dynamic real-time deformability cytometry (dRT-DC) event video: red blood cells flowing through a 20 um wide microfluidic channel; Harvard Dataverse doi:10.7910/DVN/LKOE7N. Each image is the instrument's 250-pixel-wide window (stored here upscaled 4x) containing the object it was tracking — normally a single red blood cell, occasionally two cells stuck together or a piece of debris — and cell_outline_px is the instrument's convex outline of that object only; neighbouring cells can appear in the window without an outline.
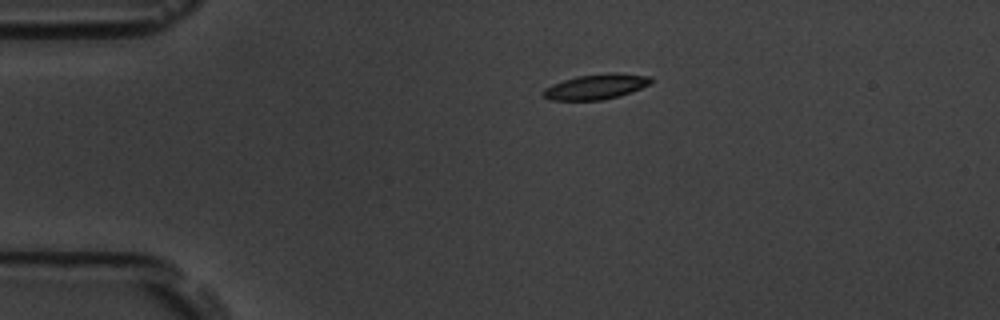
{"species": "common noctule bat (a hibernating species)", "species_latin": "Nyctalus noctula", "temperature_condition": "room temperature", "stored_images_in_passage": 46, "camera_frame_rate_fps": 3000, "um_per_image_px": 0.085, "animal": {"sex": "male", "body_mass_g": 19.5, "forearm_length_mm": 54.6}, "frame": {"image": 1, "passage_image": 1, "time_ms": 0.0, "image_size_px": [1000, 320], "cell_outline_px": [[652, 80], [648, 84], [640, 88], [620, 96], [600, 100], [552, 100], [540, 96], [540, 92], [544, 88], [552, 84], [564, 80], [580, 76], [608, 72], [616, 72], [652, 76]], "centroid_in_image_um": [50.62, 7.36], "position_along_channel_um": 34.4, "area_um2": 15.9}}
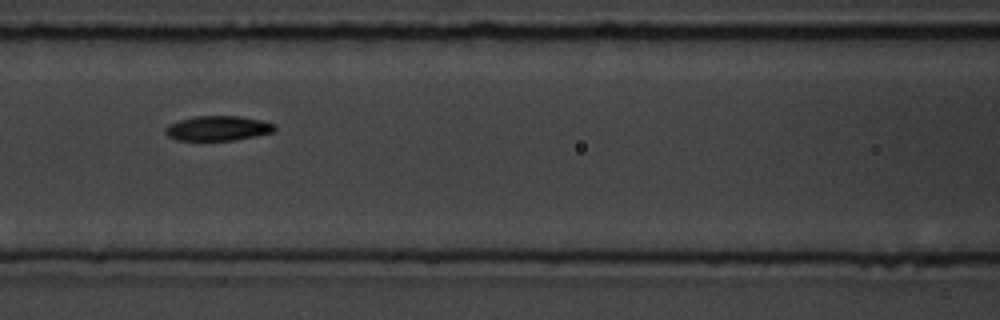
{"frame": {"image": 2, "passage_image": 14, "time_ms": 4.333, "image_size_px": [1000, 320], "cell_outline_px": [[276, 128], [272, 132], [256, 136], [236, 140], [176, 140], [168, 136], [164, 132], [164, 128], [168, 124], [180, 120], [196, 116], [236, 116], [260, 120], [276, 124]], "centroid_in_image_um": [18.5, 10.91], "position_along_channel_um": 148.1, "area_um2": 15.78}}
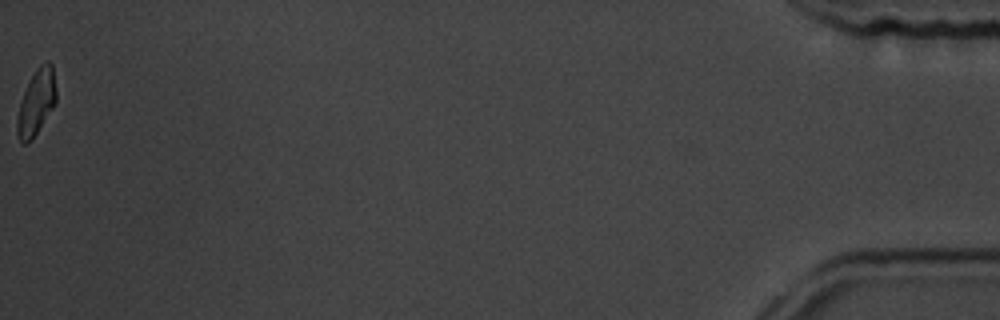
{"frame": {"image": 3, "passage_image": 46, "time_ms": 15.0, "image_size_px": [1000, 320], "cell_outline_px": [[56, 104], [32, 140], [28, 144], [20, 144], [16, 132], [16, 120], [20, 100], [36, 68], [40, 64], [48, 60], [52, 64], [56, 88]], "centroid_in_image_um": [3.08, 8.74], "position_along_channel_um": 432.1, "area_um2": 15.2}, "authors_computed_cell_mechanics": {"area_um2": 15.7216, "velocity_mm_per_s": 3.6174, "shape_relaxation_time_tau1_ms": 3.2619, "shape_relaxation_time_tau2_ms": 9.8469, "deformation_change_tau1": 0.1128, "deformation_change_tau2": 0.1627}}